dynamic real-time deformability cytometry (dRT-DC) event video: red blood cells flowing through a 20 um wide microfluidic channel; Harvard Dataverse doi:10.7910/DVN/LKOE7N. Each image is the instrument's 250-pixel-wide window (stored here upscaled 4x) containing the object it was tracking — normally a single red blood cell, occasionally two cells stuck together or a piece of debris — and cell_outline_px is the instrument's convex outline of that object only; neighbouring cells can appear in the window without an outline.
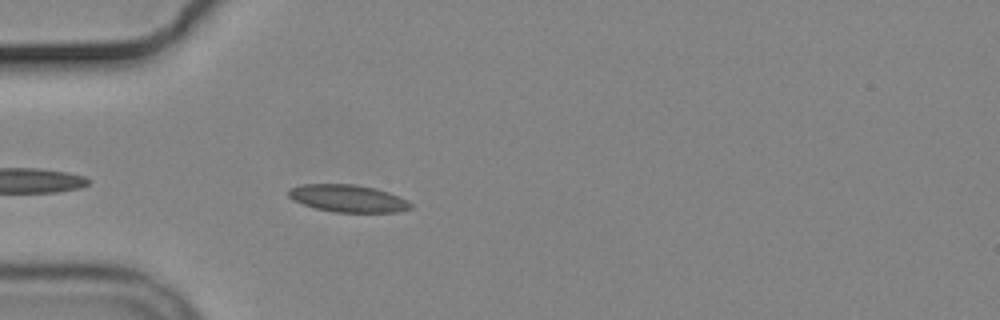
{"species": "common noctule bat (a hibernating species)", "species_latin": "Nyctalus noctula", "temperature_condition": "cold", "stored_images_in_passage": 11, "camera_frame_rate_fps": 3000, "um_per_image_px": 0.085, "animal": {"sex": "male", "body_mass_g": 19.2, "forearm_length_mm": 51.8}, "frame": {"image": 1, "passage_image": 4, "time_ms": 1.0, "image_size_px": [1000, 320], "cell_outline_px": [[412, 208], [396, 212], [332, 212], [316, 208], [292, 200], [288, 196], [288, 188], [304, 184], [352, 184], [376, 188], [400, 196], [408, 200], [412, 204]], "centroid_in_image_um": [29.58, 16.86], "position_along_channel_um": 55.4, "area_um2": 19.54}}
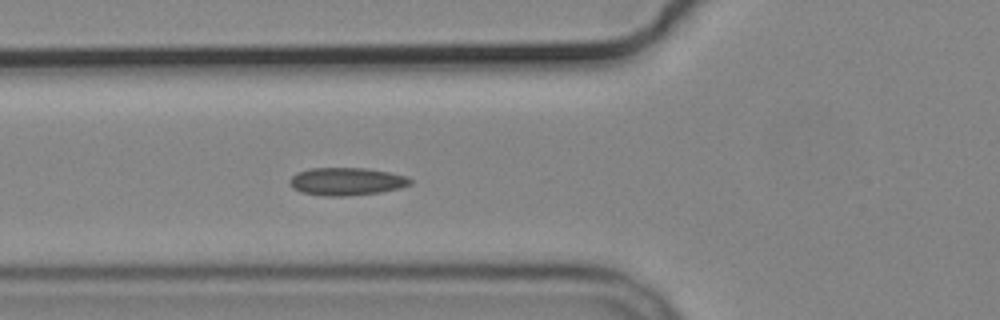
{"frame": {"image": 2, "passage_image": 8, "time_ms": 2.333, "image_size_px": [1000, 320], "cell_outline_px": [[412, 184], [400, 188], [380, 192], [348, 196], [320, 196], [300, 192], [292, 188], [288, 184], [288, 180], [296, 172], [312, 168], [364, 168], [388, 172], [408, 176], [412, 180]], "centroid_in_image_um": [29.42, 15.43], "position_along_channel_um": 96.4, "area_um2": 19.77}}